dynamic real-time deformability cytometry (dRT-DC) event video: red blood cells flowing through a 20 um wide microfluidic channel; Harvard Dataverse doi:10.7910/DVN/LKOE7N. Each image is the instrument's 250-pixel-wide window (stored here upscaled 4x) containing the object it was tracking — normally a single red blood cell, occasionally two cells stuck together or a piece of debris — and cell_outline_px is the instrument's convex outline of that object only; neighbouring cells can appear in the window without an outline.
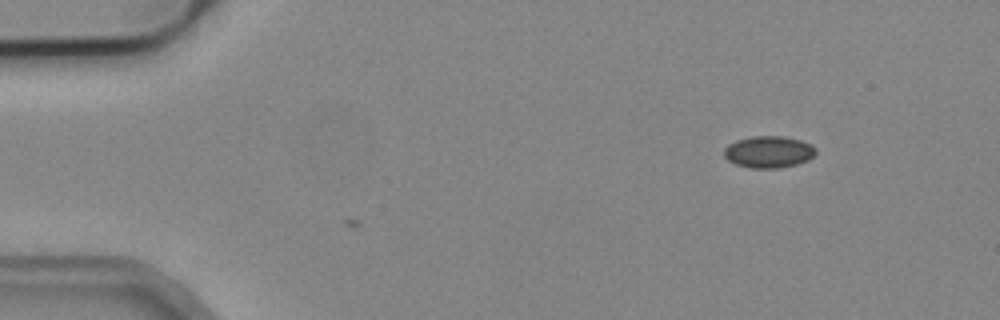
{"species": "common noctule bat (a hibernating species)", "species_latin": "Nyctalus noctula", "temperature_condition": "cold", "stored_images_in_passage": 3, "camera_frame_rate_fps": 3000, "um_per_image_px": 0.085, "animal": {"sex": "male", "body_mass_g": 19.2, "forearm_length_mm": 51.8}, "frame": {"image": 1, "passage_image": 3, "time_ms": 0.667, "image_size_px": [1000, 320], "cell_outline_px": [[816, 152], [808, 160], [796, 164], [776, 168], [752, 168], [736, 164], [728, 160], [724, 156], [724, 148], [728, 144], [736, 140], [752, 136], [784, 136], [800, 140], [812, 144], [816, 148]], "centroid_in_image_um": [65.33, 12.9], "position_along_channel_um": 19.7, "area_um2": 16.99}}